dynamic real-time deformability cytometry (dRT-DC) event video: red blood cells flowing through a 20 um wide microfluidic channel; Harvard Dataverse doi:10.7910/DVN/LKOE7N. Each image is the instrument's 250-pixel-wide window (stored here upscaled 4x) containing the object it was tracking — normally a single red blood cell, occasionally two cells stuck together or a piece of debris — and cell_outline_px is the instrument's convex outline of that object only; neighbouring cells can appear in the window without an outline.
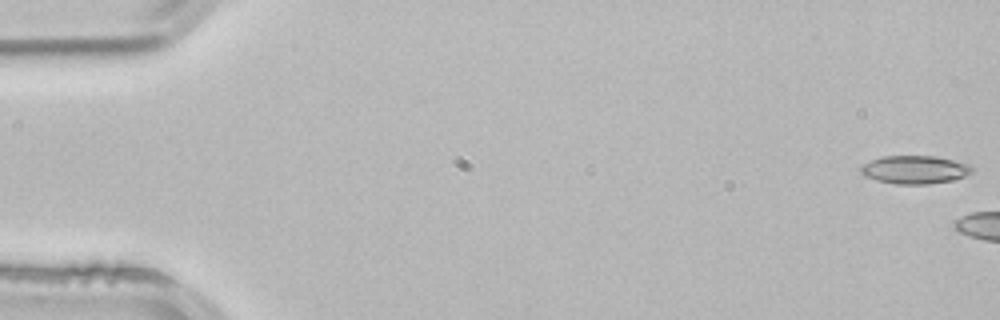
{"species": "common noctule bat (a hibernating species)", "species_latin": "Nyctalus noctula", "temperature_condition": "room temperature", "stored_images_in_passage": 3, "camera_frame_rate_fps": 3000, "um_per_image_px": 0.085, "animal": {"sex": "male", "body_mass_g": 21.5, "forearm_length_mm": 52.0}, "frame": {"image": 1, "passage_image": 1, "time_ms": 0.0, "image_size_px": [1000, 320], "cell_outline_px": [[972, 172], [964, 176], [952, 180], [928, 184], [896, 184], [876, 180], [864, 176], [860, 172], [860, 168], [864, 164], [880, 156], [936, 156], [972, 164]], "centroid_in_image_um": [77.76, 14.42], "position_along_channel_um": 7.2, "area_um2": 18.32}}